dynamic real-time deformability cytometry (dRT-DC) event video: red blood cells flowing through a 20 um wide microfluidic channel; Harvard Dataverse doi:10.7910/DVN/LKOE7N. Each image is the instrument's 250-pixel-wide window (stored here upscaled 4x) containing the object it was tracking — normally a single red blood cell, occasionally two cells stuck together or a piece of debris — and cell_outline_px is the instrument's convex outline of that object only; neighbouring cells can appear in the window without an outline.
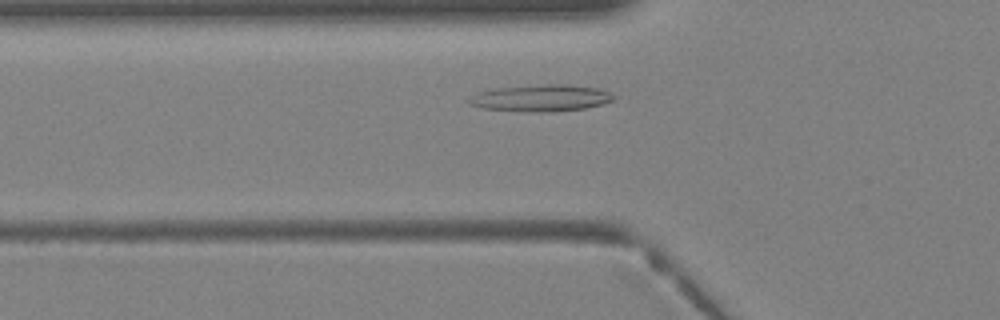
{"species": "Egyptian fruit bat (a non-hibernating species)", "species_latin": "Rousettus aegyptiacus", "temperature_condition": "warm", "stored_images_in_passage": 33, "camera_frame_rate_fps": 3000, "um_per_image_px": 0.085, "animal": {"sex": "female"}, "frame": {"image": 1, "passage_image": 7, "time_ms": 2.0, "image_size_px": [1000, 320], "cell_outline_px": [[616, 100], [604, 104], [584, 108], [548, 112], [532, 112], [484, 108], [468, 104], [468, 100], [476, 92], [496, 88], [548, 84], [564, 84], [600, 88], [616, 96]], "centroid_in_image_um": [46.03, 8.33], "position_along_channel_um": 79.8, "area_um2": 22.54}}
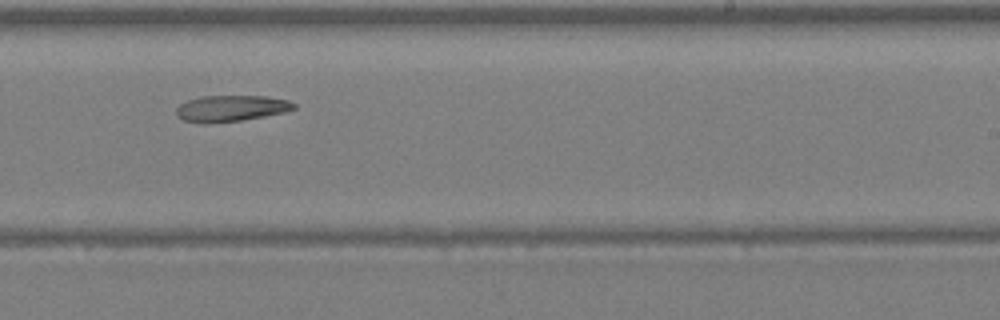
{"frame": {"image": 2, "passage_image": 18, "time_ms": 5.667, "image_size_px": [1000, 320], "cell_outline_px": [[296, 108], [284, 112], [264, 116], [240, 120], [184, 120], [176, 116], [176, 108], [180, 104], [188, 100], [200, 96], [268, 96], [288, 100], [296, 104]], "centroid_in_image_um": [19.71, 9.15], "position_along_channel_um": 269.3, "area_um2": 17.17}}
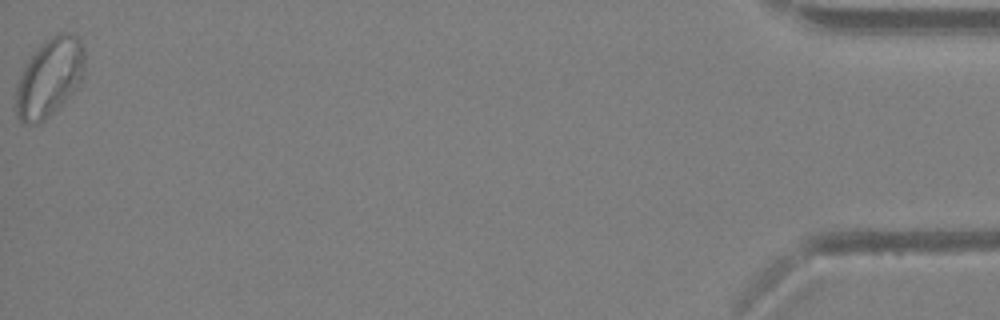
{"frame": {"image": 3, "passage_image": 33, "time_ms": 10.667, "image_size_px": [1000, 320], "cell_outline_px": [[84, 76], [68, 96], [44, 120], [32, 124], [24, 124], [16, 116], [16, 88], [24, 68], [32, 56], [44, 40], [60, 32], [68, 32], [76, 36], [80, 40], [84, 48]], "centroid_in_image_um": [4.21, 6.56], "position_along_channel_um": 431.0, "area_um2": 30.75}}